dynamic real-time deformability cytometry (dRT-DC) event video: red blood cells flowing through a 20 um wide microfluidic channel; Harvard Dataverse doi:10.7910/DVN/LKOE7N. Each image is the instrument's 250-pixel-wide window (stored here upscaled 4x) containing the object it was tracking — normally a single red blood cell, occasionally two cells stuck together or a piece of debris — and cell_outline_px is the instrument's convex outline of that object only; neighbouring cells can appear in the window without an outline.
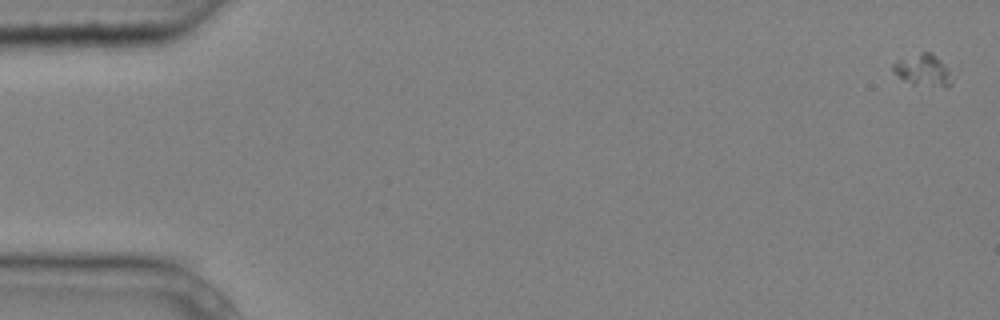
{"species": "common noctule bat (a hibernating species)", "species_latin": "Nyctalus noctula", "temperature_condition": "cold", "stored_images_in_passage": 6, "camera_frame_rate_fps": 3000, "um_per_image_px": 0.085, "animal": {"sex": "male", "body_mass_g": 20.4}, "frame": {"image": 1, "passage_image": 1, "time_ms": 0.0, "image_size_px": [1000, 320], "cell_outline_px": [[952, 84], [948, 88], [944, 88], [912, 84], [904, 80], [892, 72], [892, 64], [900, 60], [924, 52], [932, 52], [948, 68]], "centroid_in_image_um": [78.49, 6.01], "position_along_channel_um": 6.5, "area_um2": 10.81}}